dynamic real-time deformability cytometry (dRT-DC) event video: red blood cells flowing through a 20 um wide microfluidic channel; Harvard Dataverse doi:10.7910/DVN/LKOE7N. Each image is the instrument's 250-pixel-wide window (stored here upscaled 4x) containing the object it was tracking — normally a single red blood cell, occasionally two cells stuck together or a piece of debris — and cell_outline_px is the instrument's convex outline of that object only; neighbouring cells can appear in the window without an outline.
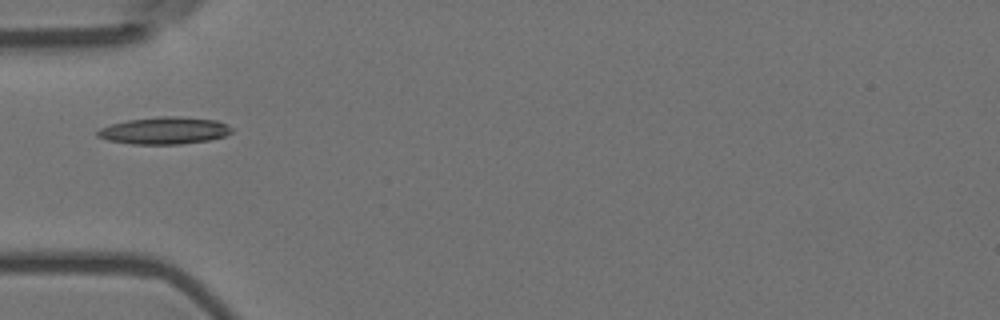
{"species": "Egyptian fruit bat (a non-hibernating species)", "species_latin": "Rousettus aegyptiacus", "temperature_condition": "room temperature", "stored_images_in_passage": 3, "camera_frame_rate_fps": 3000, "um_per_image_px": 0.085, "animal": {"sex": "female"}, "frame": {"image": 1, "passage_image": 2, "time_ms": 0.333, "image_size_px": [1000, 320], "cell_outline_px": [[236, 128], [232, 132], [224, 136], [208, 140], [180, 144], [132, 144], [108, 140], [96, 136], [96, 132], [100, 128], [112, 124], [128, 120], [160, 116], [180, 116], [216, 120]], "centroid_in_image_um": [14.0, 11.09], "position_along_channel_um": 71.0, "area_um2": 21.27}}
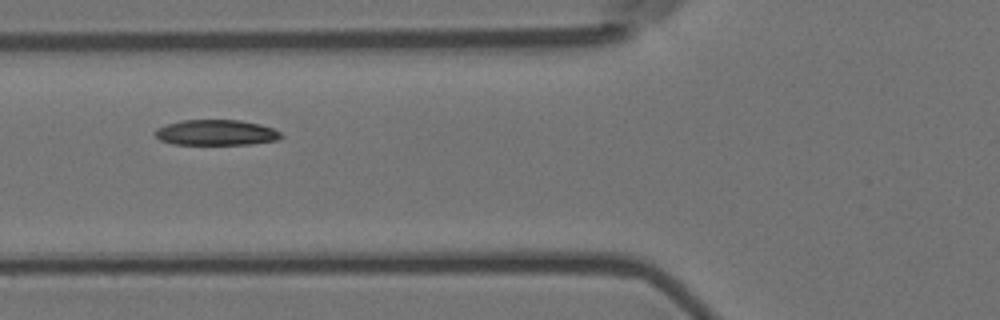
{"frame": {"image": 2, "passage_image": 3, "time_ms": 0.667, "image_size_px": [1000, 320], "cell_outline_px": [[284, 136], [280, 140], [248, 144], [172, 144], [160, 140], [156, 136], [156, 128], [168, 124], [184, 120], [240, 120], [260, 124], [272, 128], [280, 132]], "centroid_in_image_um": [18.41, 11.27], "position_along_channel_um": 107.4, "area_um2": 18.67}}